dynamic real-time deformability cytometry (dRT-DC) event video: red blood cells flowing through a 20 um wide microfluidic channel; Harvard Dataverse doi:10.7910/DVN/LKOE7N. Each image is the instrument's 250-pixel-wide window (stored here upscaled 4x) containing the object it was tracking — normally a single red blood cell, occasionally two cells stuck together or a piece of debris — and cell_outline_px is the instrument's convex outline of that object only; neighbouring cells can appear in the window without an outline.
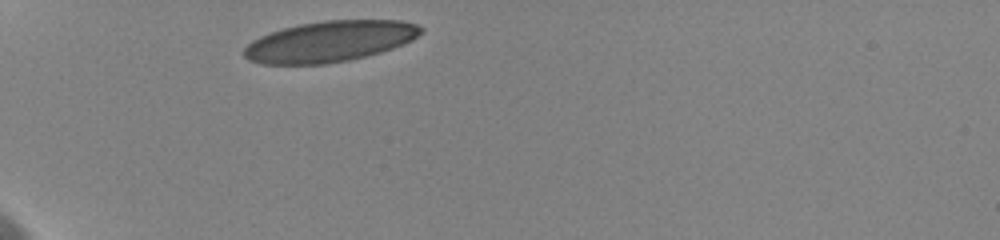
{"species": "human", "species_latin": "Homo sapiens", "temperature_condition": "cold", "stored_images_in_passage": 14, "camera_frame_rate_fps": 3000, "um_per_image_px": 0.085, "donor": {"sex": "female"}, "frame": {"image": 1, "passage_image": 1, "time_ms": 0.0, "image_size_px": [1000, 240], "cell_outline_px": [[424, 32], [412, 40], [392, 48], [380, 52], [348, 60], [324, 64], [264, 64], [248, 60], [240, 52], [252, 40], [260, 36], [284, 28], [300, 24], [324, 20], [400, 20], [416, 24], [424, 28]], "centroid_in_image_um": [28.02, 3.52], "position_along_channel_um": 57.0, "area_um2": 42.08}}